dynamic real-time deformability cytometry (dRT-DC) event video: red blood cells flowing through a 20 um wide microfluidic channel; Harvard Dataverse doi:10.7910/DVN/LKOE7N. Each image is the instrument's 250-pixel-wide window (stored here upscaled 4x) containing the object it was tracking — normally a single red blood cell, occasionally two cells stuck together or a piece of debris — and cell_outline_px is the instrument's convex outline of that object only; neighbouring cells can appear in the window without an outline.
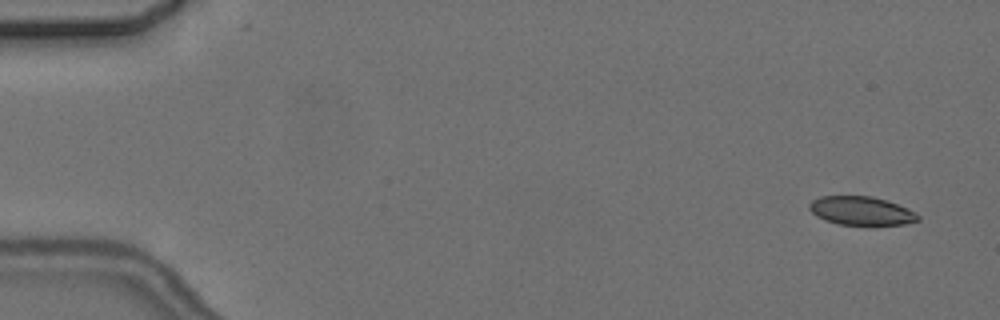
{"species": "common noctule bat (a hibernating species)", "species_latin": "Nyctalus noctula", "temperature_condition": "cold", "stored_images_in_passage": 5, "camera_frame_rate_fps": 3000, "um_per_image_px": 0.085, "animal": {"sex": "female", "body_mass_g": 24.6, "forearm_length_mm": 56.2}, "frame": {"image": 1, "passage_image": 1, "time_ms": 0.0, "image_size_px": [1000, 320], "cell_outline_px": [[920, 220], [904, 224], [840, 224], [824, 220], [816, 216], [808, 208], [808, 204], [812, 200], [820, 196], [872, 196], [908, 208], [920, 216]], "centroid_in_image_um": [73.17, 17.91], "position_along_channel_um": 11.8, "area_um2": 17.92}}
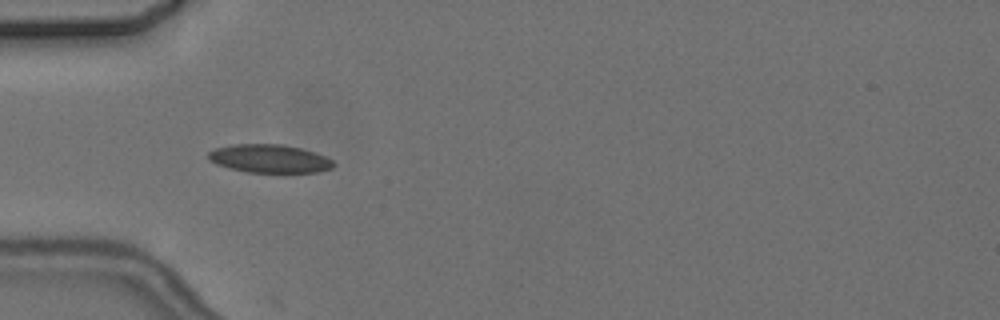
{"frame": {"image": 2, "passage_image": 5, "time_ms": 5.0, "image_size_px": [1000, 320], "cell_outline_px": [[336, 164], [332, 168], [316, 172], [248, 172], [228, 168], [216, 164], [208, 160], [208, 152], [216, 148], [232, 144], [284, 144], [316, 152], [332, 160]], "centroid_in_image_um": [22.89, 13.48], "position_along_channel_um": 62.1, "area_um2": 20.69}}